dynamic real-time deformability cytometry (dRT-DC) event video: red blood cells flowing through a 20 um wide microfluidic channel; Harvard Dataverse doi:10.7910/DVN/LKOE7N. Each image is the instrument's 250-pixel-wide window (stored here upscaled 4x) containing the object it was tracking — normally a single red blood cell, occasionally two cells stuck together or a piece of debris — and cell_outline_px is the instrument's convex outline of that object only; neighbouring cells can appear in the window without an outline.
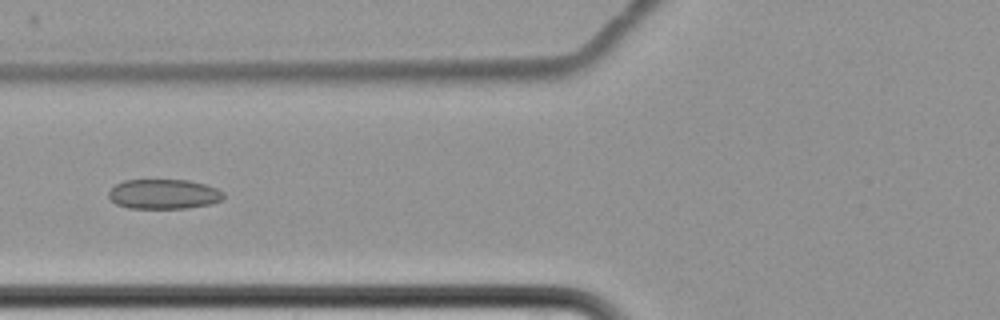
{"species": "common noctule bat (a hibernating species)", "species_latin": "Nyctalus noctula", "temperature_condition": "cold", "stored_images_in_passage": 10, "camera_frame_rate_fps": 3000, "um_per_image_px": 0.085, "animal": {"sex": "female", "body_mass_g": 22.7, "forearm_length_mm": 54.2}, "frame": {"image": 1, "passage_image": 7, "time_ms": 8.0, "image_size_px": [1000, 320], "cell_outline_px": [[224, 196], [220, 200], [212, 204], [188, 208], [128, 208], [116, 204], [108, 196], [108, 192], [116, 184], [124, 180], [188, 180], [204, 184], [216, 188], [224, 192]], "centroid_in_image_um": [13.92, 16.5], "position_along_channel_um": 111.9, "area_um2": 19.94}}
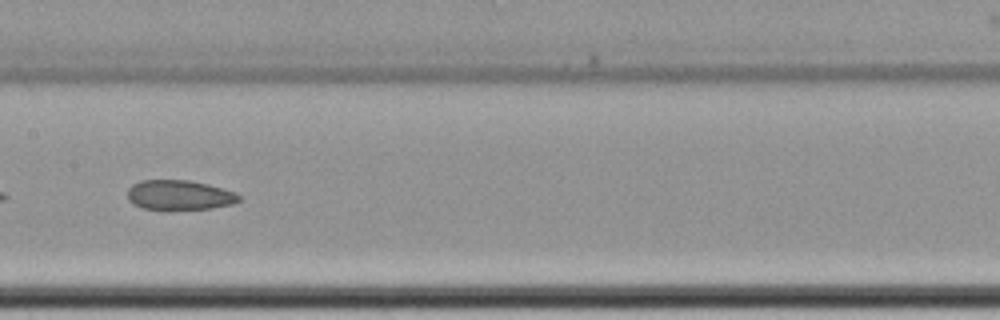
{"frame": {"image": 2, "passage_image": 9, "time_ms": 10.333, "image_size_px": [1000, 320], "cell_outline_px": [[240, 200], [232, 204], [212, 208], [144, 208], [128, 200], [128, 188], [132, 184], [140, 180], [188, 180], [208, 184], [236, 192], [240, 196]], "centroid_in_image_um": [15.26, 16.55], "position_along_channel_um": 192.1, "area_um2": 18.96}}
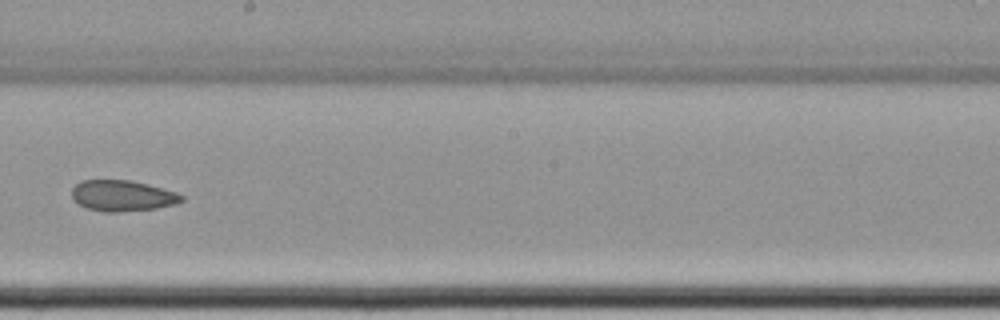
{"frame": {"image": 3, "passage_image": 10, "time_ms": 11.667, "image_size_px": [1000, 320], "cell_outline_px": [[184, 200], [176, 204], [156, 208], [120, 212], [104, 212], [88, 208], [72, 200], [72, 188], [80, 180], [132, 180], [176, 192], [184, 196]], "centroid_in_image_um": [10.4, 16.63], "position_along_channel_um": 237.8, "area_um2": 19.83}}